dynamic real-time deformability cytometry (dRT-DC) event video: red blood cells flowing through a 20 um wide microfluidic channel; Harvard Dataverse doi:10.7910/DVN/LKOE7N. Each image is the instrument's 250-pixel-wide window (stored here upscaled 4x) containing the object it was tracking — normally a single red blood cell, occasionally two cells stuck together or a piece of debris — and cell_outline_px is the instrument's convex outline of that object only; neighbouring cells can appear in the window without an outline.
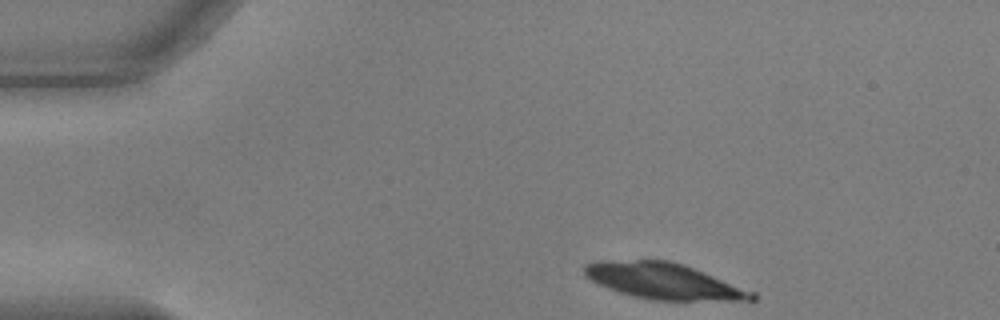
{"species": "common noctule bat (a hibernating species)", "species_latin": "Nyctalus noctula", "temperature_condition": "warm", "stored_images_in_passage": 5, "camera_frame_rate_fps": 3000, "um_per_image_px": 0.085, "animal": {"sex": "male", "body_mass_g": 17.9, "forearm_length_mm": 54.2}, "frame": {"image": 1, "passage_image": 1, "time_ms": 0.0, "image_size_px": [1000, 320], "cell_outline_px": [[756, 300], [752, 304], [652, 300], [632, 296], [608, 288], [584, 276], [584, 264], [596, 260], [668, 260], [692, 268], [756, 292]], "centroid_in_image_um": [56.57, 23.96], "position_along_channel_um": 28.4, "area_um2": 36.3}}